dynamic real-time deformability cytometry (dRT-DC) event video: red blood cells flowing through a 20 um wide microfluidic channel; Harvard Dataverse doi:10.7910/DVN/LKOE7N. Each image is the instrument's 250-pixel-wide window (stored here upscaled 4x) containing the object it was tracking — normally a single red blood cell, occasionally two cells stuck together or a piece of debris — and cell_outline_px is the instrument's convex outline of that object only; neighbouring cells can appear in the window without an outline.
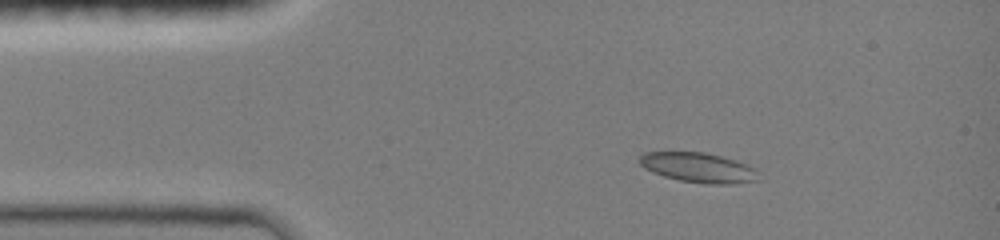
{"species": "common noctule bat (a hibernating species)", "species_latin": "Nyctalus noctula", "temperature_condition": "room temperature", "stored_images_in_passage": 12, "camera_frame_rate_fps": 3000, "um_per_image_px": 0.085, "animal": {"sex": "female", "body_mass_g": 19.0, "forearm_length_mm": 51.5}, "frame": {"image": 1, "passage_image": 3, "time_ms": 0.667, "image_size_px": [1000, 240], "cell_outline_px": [[760, 180], [728, 184], [708, 184], [680, 180], [664, 176], [652, 172], [644, 168], [640, 164], [640, 156], [644, 152], [704, 152], [736, 160], [756, 168]], "centroid_in_image_um": [59.38, 14.24], "position_along_channel_um": 25.6, "area_um2": 20.63}}
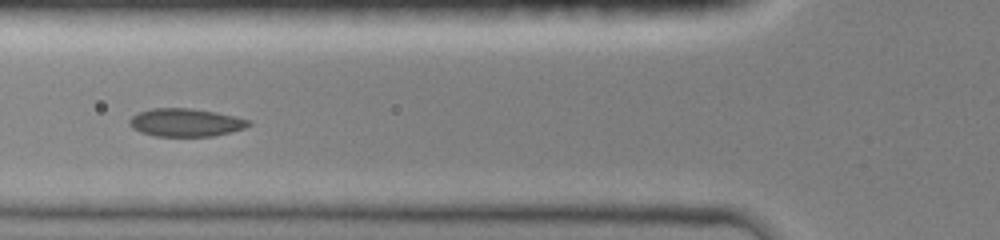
{"frame": {"image": 2, "passage_image": 9, "time_ms": 2.667, "image_size_px": [1000, 240], "cell_outline_px": [[252, 124], [244, 128], [212, 136], [156, 136], [140, 132], [132, 128], [128, 124], [128, 120], [136, 112], [152, 108], [192, 108], [216, 112], [236, 116], [252, 120]], "centroid_in_image_um": [15.76, 10.4], "position_along_channel_um": 110.0, "area_um2": 19.65}}
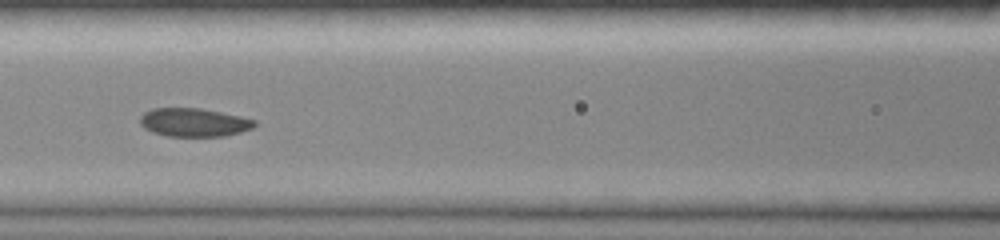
{"frame": {"image": 3, "passage_image": 11, "time_ms": 3.333, "image_size_px": [1000, 240], "cell_outline_px": [[256, 124], [252, 128], [240, 132], [224, 136], [168, 136], [152, 132], [144, 128], [140, 124], [140, 116], [144, 112], [152, 108], [200, 108], [240, 116], [256, 120]], "centroid_in_image_um": [16.46, 10.4], "position_along_channel_um": 150.1, "area_um2": 18.96}}